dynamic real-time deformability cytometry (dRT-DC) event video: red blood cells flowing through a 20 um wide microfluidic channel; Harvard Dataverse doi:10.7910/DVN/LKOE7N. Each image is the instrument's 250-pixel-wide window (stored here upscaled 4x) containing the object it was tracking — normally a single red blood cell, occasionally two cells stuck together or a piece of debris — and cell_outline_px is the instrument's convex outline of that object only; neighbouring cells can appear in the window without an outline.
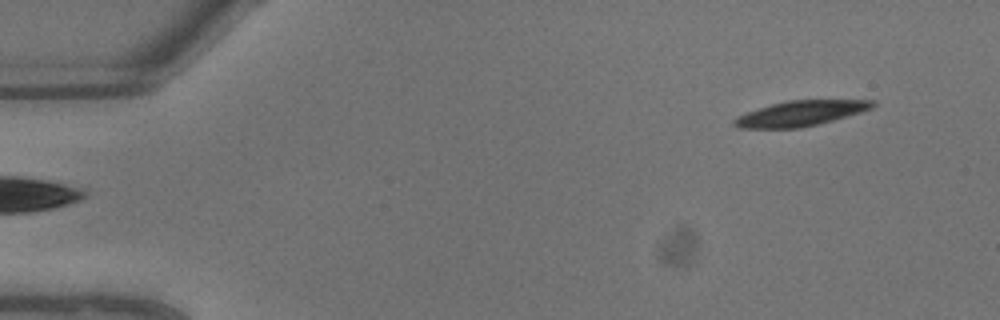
{"species": "common noctule bat (a hibernating species)", "species_latin": "Nyctalus noctula", "temperature_condition": "warm", "stored_images_in_passage": 8, "camera_frame_rate_fps": 3000, "um_per_image_px": 0.085, "animal": {"sex": "male", "body_mass_g": 13.3}, "frame": {"image": 1, "passage_image": 8, "time_ms": 2.333, "image_size_px": [1000, 320], "cell_outline_px": [[876, 104], [872, 108], [860, 112], [832, 120], [800, 128], [740, 128], [732, 124], [732, 120], [748, 112], [772, 104], [788, 100], [876, 100]], "centroid_in_image_um": [68.06, 9.63], "position_along_channel_um": 16.9, "area_um2": 20.0}}